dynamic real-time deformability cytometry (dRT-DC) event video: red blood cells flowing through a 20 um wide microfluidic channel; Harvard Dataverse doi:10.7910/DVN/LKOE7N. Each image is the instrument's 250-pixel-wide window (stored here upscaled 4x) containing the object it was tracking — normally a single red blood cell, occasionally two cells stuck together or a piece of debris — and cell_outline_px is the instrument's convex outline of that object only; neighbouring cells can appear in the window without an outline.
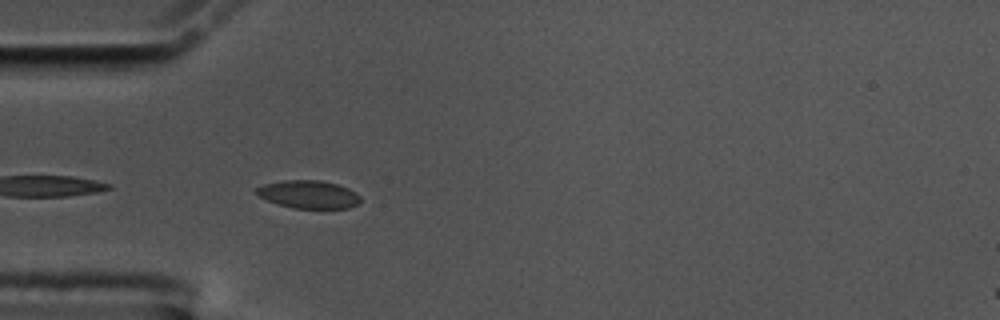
{"species": "common noctule bat (a hibernating species)", "species_latin": "Nyctalus noctula", "temperature_condition": "cold", "stored_images_in_passage": 11, "camera_frame_rate_fps": 3000, "um_per_image_px": 0.085, "animal": {"sex": "male", "body_mass_g": 17.5, "forearm_length_mm": 52.3}, "frame": {"image": 1, "passage_image": 2, "time_ms": 0.333, "image_size_px": [1000, 320], "cell_outline_px": [[360, 200], [356, 204], [348, 208], [292, 208], [268, 200], [260, 196], [256, 192], [256, 188], [264, 184], [284, 180], [320, 180], [336, 184], [348, 188], [356, 192], [360, 196]], "centroid_in_image_um": [26.24, 16.51], "position_along_channel_um": 58.8, "area_um2": 16.7}}